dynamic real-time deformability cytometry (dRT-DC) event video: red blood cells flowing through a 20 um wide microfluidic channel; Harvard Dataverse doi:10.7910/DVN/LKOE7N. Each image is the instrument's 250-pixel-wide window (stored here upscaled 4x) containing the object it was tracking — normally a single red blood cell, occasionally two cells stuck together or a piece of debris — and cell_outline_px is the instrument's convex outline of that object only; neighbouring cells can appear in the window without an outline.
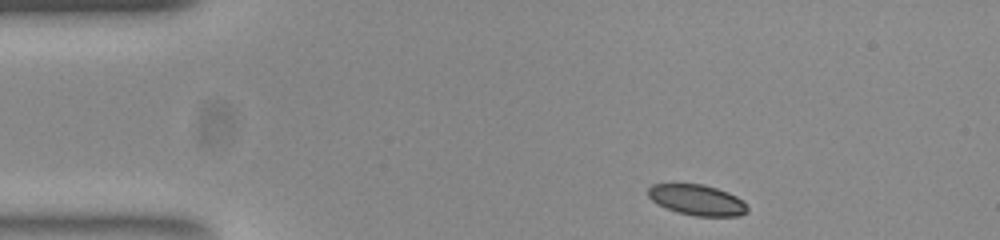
{"species": "common noctule bat (a hibernating species)", "species_latin": "Nyctalus noctula", "temperature_condition": "room temperature", "stored_images_in_passage": 45, "camera_frame_rate_fps": 3000, "um_per_image_px": 0.085, "animal": {"sex": "female", "body_mass_g": 23.0, "forearm_length_mm": 53.4}, "frame": {"image": 1, "passage_image": 1, "time_ms": 0.0, "image_size_px": [1000, 240], "cell_outline_px": [[744, 212], [732, 216], [700, 216], [680, 212], [668, 208], [660, 204], [648, 192], [656, 184], [700, 184], [724, 192], [740, 200], [744, 204]], "centroid_in_image_um": [59.23, 17.0], "position_along_channel_um": 25.8, "area_um2": 16.24}}
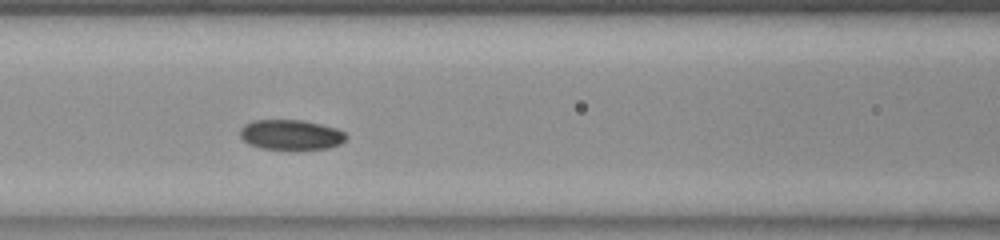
{"frame": {"image": 2, "passage_image": 15, "time_ms": 4.667, "image_size_px": [1000, 240], "cell_outline_px": [[344, 140], [336, 144], [320, 148], [272, 148], [256, 144], [248, 140], [240, 132], [248, 124], [260, 120], [296, 120], [316, 124], [332, 128], [344, 132]], "centroid_in_image_um": [24.77, 11.42], "position_along_channel_um": 141.8, "area_um2": 16.7}}
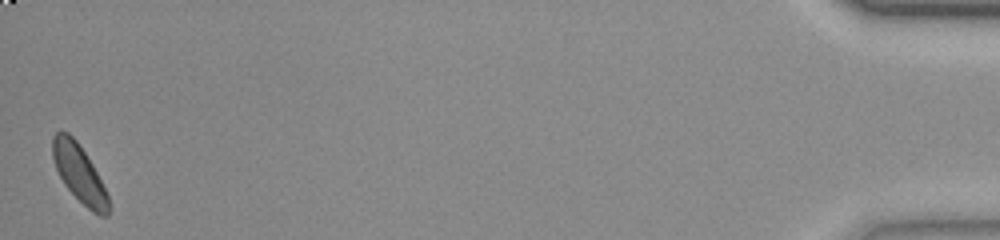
{"frame": {"image": 3, "passage_image": 45, "time_ms": 14.667, "image_size_px": [1000, 240], "cell_outline_px": [[108, 212], [104, 216], [88, 208], [68, 188], [60, 176], [56, 168], [52, 156], [52, 140], [56, 132], [68, 132], [76, 140], [84, 152], [96, 172], [108, 196]], "centroid_in_image_um": [6.7, 14.69], "position_along_channel_um": 428.5, "area_um2": 17.8}}